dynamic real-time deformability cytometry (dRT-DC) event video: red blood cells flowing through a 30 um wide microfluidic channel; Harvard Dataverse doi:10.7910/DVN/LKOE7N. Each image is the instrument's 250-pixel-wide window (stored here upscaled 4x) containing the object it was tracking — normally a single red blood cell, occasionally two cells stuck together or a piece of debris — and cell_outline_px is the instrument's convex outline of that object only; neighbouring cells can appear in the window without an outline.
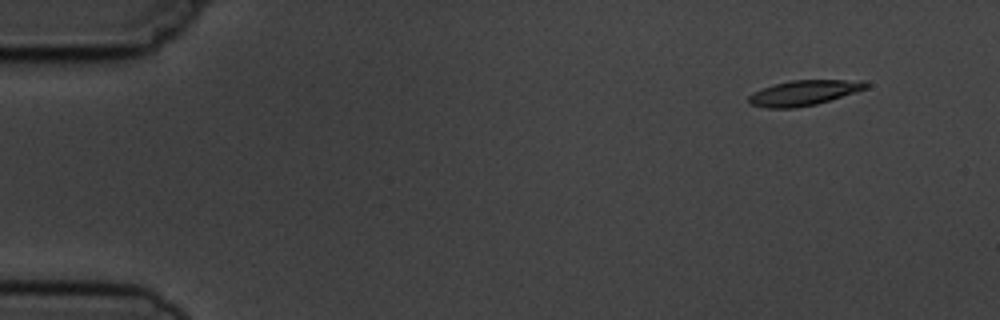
{"species": "common noctule bat (a hibernating species)", "species_latin": "Nyctalus noctula", "temperature_condition": "cold", "stored_images_in_passage": 3, "camera_frame_rate_fps": 3000, "um_per_image_px": 0.085, "animal": {"sex": "male", "body_mass_g": 19.5, "forearm_length_mm": 54.6}, "frame": {"image": 1, "passage_image": 1, "time_ms": 0.0, "image_size_px": [1000, 320], "cell_outline_px": [[868, 88], [816, 104], [792, 108], [768, 108], [748, 104], [748, 96], [752, 92], [776, 84], [792, 80], [864, 80], [868, 84]], "centroid_in_image_um": [68.31, 7.89], "position_along_channel_um": 16.7, "area_um2": 17.05}}